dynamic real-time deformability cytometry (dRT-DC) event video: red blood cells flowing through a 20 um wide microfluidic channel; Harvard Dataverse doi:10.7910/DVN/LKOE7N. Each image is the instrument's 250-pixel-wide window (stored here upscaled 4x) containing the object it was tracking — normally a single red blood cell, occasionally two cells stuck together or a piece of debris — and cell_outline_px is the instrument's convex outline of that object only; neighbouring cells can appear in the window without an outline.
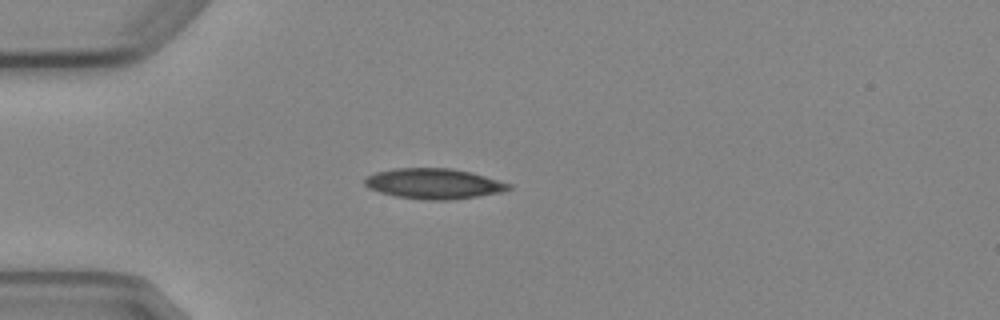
{"species": "Egyptian fruit bat (a non-hibernating species)", "species_latin": "Rousettus aegyptiacus", "temperature_condition": "cold", "stored_images_in_passage": 2, "camera_frame_rate_fps": 3000, "um_per_image_px": 0.085, "animal": {"sex": "female"}, "frame": {"image": 1, "passage_image": 1, "time_ms": 0.0, "image_size_px": [1000, 320], "cell_outline_px": [[512, 188], [504, 192], [448, 200], [424, 200], [396, 196], [380, 192], [368, 188], [364, 184], [364, 176], [376, 172], [396, 168], [448, 168], [472, 172], [512, 184]], "centroid_in_image_um": [36.87, 15.61], "position_along_channel_um": 48.1, "area_um2": 25.61}}